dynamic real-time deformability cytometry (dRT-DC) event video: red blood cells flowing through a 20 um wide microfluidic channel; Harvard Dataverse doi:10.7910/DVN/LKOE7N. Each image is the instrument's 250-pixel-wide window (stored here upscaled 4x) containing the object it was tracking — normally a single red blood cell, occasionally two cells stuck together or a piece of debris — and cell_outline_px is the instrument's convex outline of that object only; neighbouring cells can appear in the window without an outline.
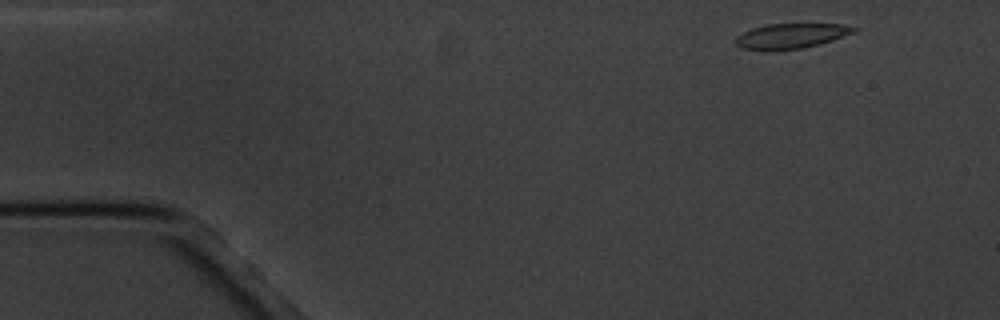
{"species": "common noctule bat (a hibernating species)", "species_latin": "Nyctalus noctula", "temperature_condition": "cold", "stored_images_in_passage": 4, "camera_frame_rate_fps": 3000, "um_per_image_px": 0.085, "animal": {"sex": "male", "body_mass_g": 20.1, "forearm_length_mm": 53.5}, "frame": {"image": 1, "passage_image": 1, "time_ms": 0.0, "image_size_px": [1000, 320], "cell_outline_px": [[856, 32], [820, 44], [804, 48], [772, 52], [764, 52], [740, 48], [736, 44], [736, 36], [752, 28], [768, 24], [840, 24], [856, 28]], "centroid_in_image_um": [67.17, 3.09], "position_along_channel_um": 17.8, "area_um2": 17.57}}
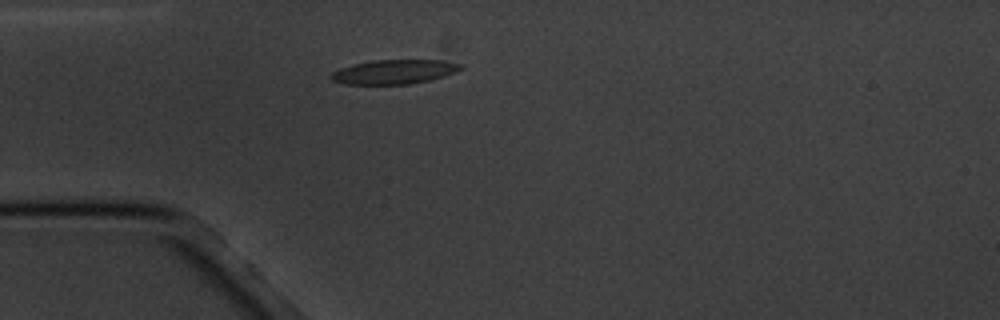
{"frame": {"image": 2, "passage_image": 4, "time_ms": 3.333, "image_size_px": [1000, 320], "cell_outline_px": [[464, 68], [456, 72], [432, 80], [408, 84], [344, 84], [332, 80], [328, 76], [332, 72], [340, 68], [352, 64], [372, 60], [444, 60], [464, 64]], "centroid_in_image_um": [33.53, 6.1], "position_along_channel_um": 51.5, "area_um2": 18.61}}